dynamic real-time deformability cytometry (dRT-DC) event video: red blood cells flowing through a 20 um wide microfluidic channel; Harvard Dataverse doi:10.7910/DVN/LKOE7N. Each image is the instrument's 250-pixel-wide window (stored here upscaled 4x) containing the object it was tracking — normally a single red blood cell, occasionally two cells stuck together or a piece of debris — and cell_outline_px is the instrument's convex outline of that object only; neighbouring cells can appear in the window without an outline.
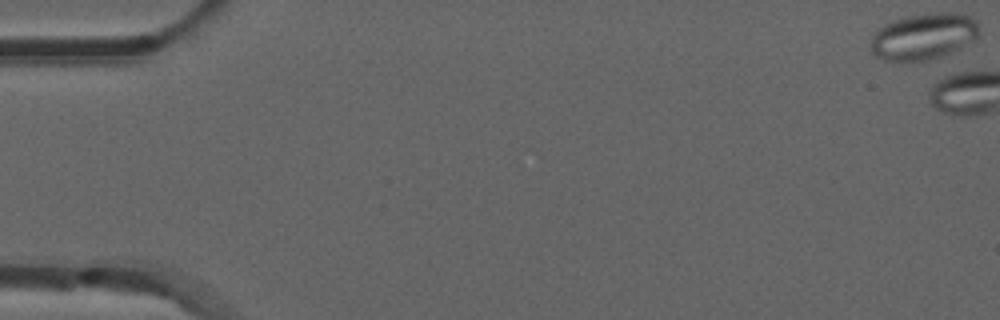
{"species": "common noctule bat (a hibernating species)", "species_latin": "Nyctalus noctula", "temperature_condition": "room temperature", "stored_images_in_passage": 5, "camera_frame_rate_fps": 3000, "um_per_image_px": 0.085, "animal": {"sex": "male", "forearm_length_mm": 52.5}, "frame": {"image": 1, "passage_image": 1, "time_ms": 0.0, "image_size_px": [1000, 320], "cell_outline_px": [[980, 36], [940, 56], [928, 60], [884, 60], [876, 56], [872, 52], [872, 36], [876, 28], [892, 20], [908, 16], [936, 12], [960, 12], [976, 20], [980, 32]], "centroid_in_image_um": [78.49, 3.06], "position_along_channel_um": 6.5, "area_um2": 29.02}}